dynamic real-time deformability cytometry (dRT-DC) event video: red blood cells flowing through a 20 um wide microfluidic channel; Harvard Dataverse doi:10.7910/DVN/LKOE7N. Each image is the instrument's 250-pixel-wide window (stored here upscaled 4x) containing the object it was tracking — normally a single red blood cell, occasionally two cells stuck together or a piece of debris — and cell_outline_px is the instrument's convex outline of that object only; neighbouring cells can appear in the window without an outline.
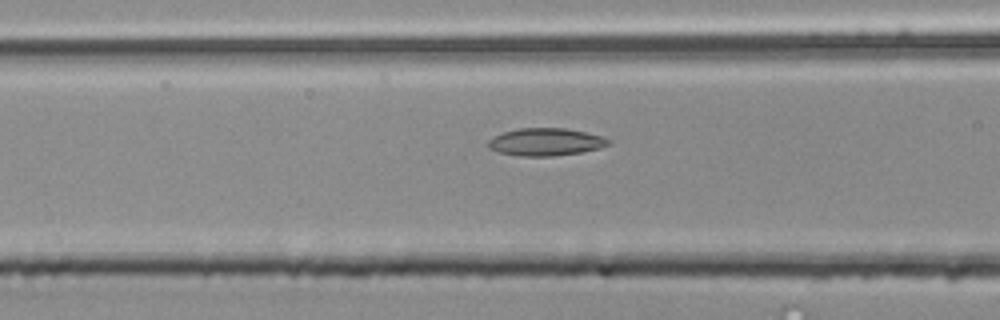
{"species": "common noctule bat (a hibernating species)", "species_latin": "Nyctalus noctula", "temperature_condition": "room temperature", "stored_images_in_passage": 35, "camera_frame_rate_fps": 3000, "um_per_image_px": 0.085, "animal": {"sex": "male", "body_mass_g": 20.4}, "frame": {"image": 1, "passage_image": 10, "time_ms": 3.0, "image_size_px": [1000, 320], "cell_outline_px": [[612, 140], [608, 144], [600, 148], [580, 152], [552, 156], [520, 156], [500, 152], [488, 148], [488, 140], [504, 132], [520, 128], [564, 128], [584, 132], [600, 136]], "centroid_in_image_um": [46.38, 12.07], "position_along_channel_um": 120.2, "area_um2": 19.02}}
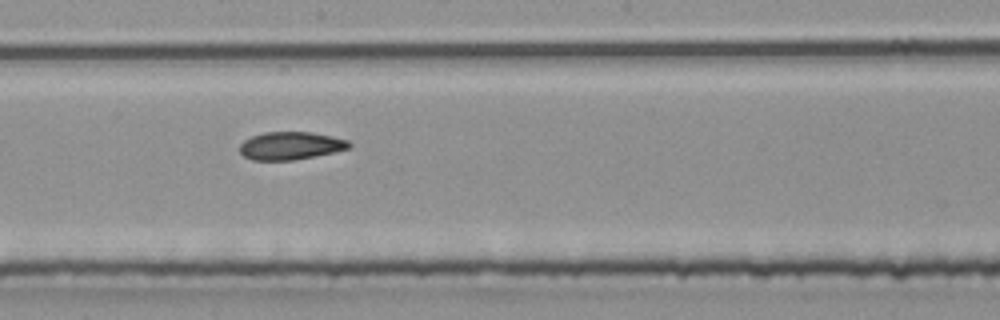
{"frame": {"image": 2, "passage_image": 18, "time_ms": 5.667, "image_size_px": [1000, 320], "cell_outline_px": [[352, 144], [348, 148], [332, 152], [292, 160], [252, 160], [244, 156], [240, 152], [240, 144], [244, 140], [252, 136], [264, 132], [312, 132], [332, 136], [348, 140]], "centroid_in_image_um": [24.67, 12.37], "position_along_channel_um": 223.5, "area_um2": 17.57}}
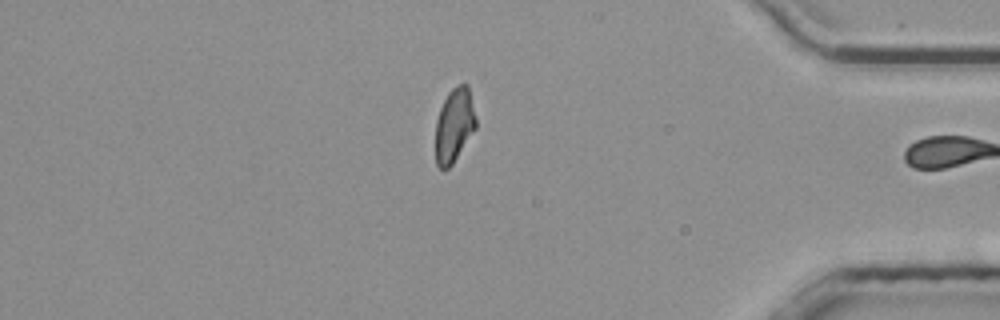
{"frame": {"image": 3, "passage_image": 34, "time_ms": 11.0, "image_size_px": [1000, 320], "cell_outline_px": [[476, 128], [452, 164], [444, 172], [436, 164], [436, 120], [440, 108], [448, 92], [456, 84], [468, 84], [476, 116]], "centroid_in_image_um": [38.61, 10.63], "position_along_channel_um": 396.6, "area_um2": 17.51}, "authors_computed_cell_mechanics": {"area_um2": 18.5538, "velocity_mm_per_s": 3.873, "shape_relaxation_time_tau1_ms": null, "shape_relaxation_time_tau2_ms": 5.6892, "deformation_change_tau1": null, "deformation_change_tau2": 0.1122}}